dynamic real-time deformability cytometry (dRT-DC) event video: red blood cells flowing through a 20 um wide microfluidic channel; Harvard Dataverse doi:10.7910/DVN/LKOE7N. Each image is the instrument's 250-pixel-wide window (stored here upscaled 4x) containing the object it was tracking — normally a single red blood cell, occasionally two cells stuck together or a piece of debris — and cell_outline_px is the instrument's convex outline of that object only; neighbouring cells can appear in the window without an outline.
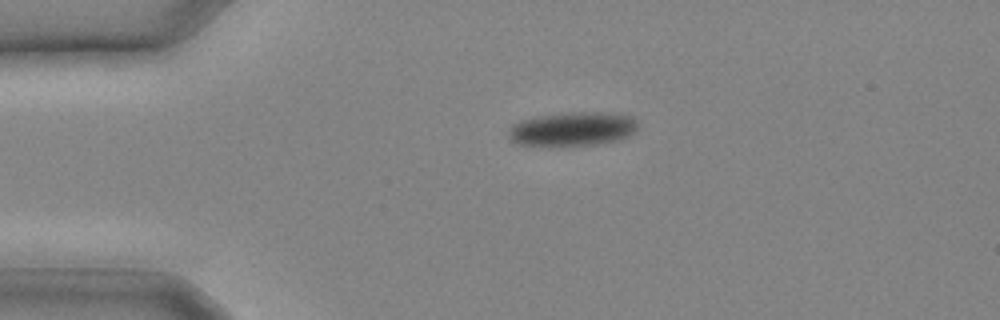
{"species": "common noctule bat (a hibernating species)", "species_latin": "Nyctalus noctula", "temperature_condition": "cold", "stored_images_in_passage": 7, "camera_frame_rate_fps": 3000, "um_per_image_px": 0.085, "animal": {"sex": "male", "body_mass_g": 20.4}, "frame": {"image": 1, "passage_image": 1, "time_ms": 0.0, "image_size_px": [1000, 320], "cell_outline_px": [[636, 132], [628, 136], [616, 140], [600, 144], [560, 148], [520, 144], [512, 140], [508, 136], [508, 132], [512, 124], [520, 120], [536, 116], [580, 112], [596, 112], [632, 116], [636, 120]], "centroid_in_image_um": [48.63, 11.0], "position_along_channel_um": 36.4, "area_um2": 26.07}}
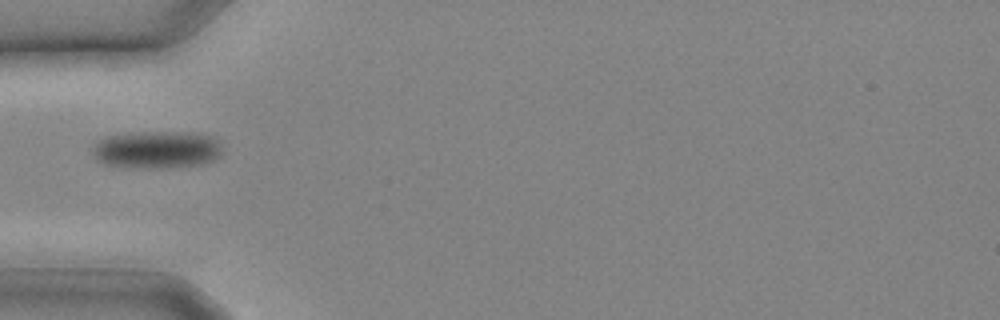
{"frame": {"image": 2, "passage_image": 4, "time_ms": 1.0, "image_size_px": [1000, 320], "cell_outline_px": [[224, 152], [216, 160], [204, 164], [180, 168], [124, 168], [100, 164], [96, 160], [92, 152], [92, 148], [100, 140], [112, 136], [152, 132], [184, 132], [212, 136], [220, 140]], "centroid_in_image_um": [13.4, 12.77], "position_along_channel_um": 71.6, "area_um2": 28.96}}
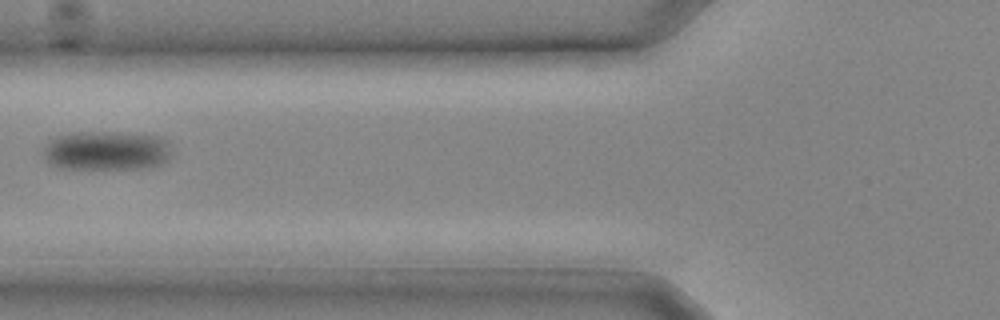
{"frame": {"image": 3, "passage_image": 6, "time_ms": 1.667, "image_size_px": [1000, 320], "cell_outline_px": [[172, 156], [168, 160], [160, 164], [132, 168], [60, 168], [52, 164], [40, 152], [48, 140], [56, 136], [72, 132], [120, 132], [160, 136], [168, 140], [172, 144]], "centroid_in_image_um": [9.07, 12.77], "position_along_channel_um": 116.7, "area_um2": 29.71}}